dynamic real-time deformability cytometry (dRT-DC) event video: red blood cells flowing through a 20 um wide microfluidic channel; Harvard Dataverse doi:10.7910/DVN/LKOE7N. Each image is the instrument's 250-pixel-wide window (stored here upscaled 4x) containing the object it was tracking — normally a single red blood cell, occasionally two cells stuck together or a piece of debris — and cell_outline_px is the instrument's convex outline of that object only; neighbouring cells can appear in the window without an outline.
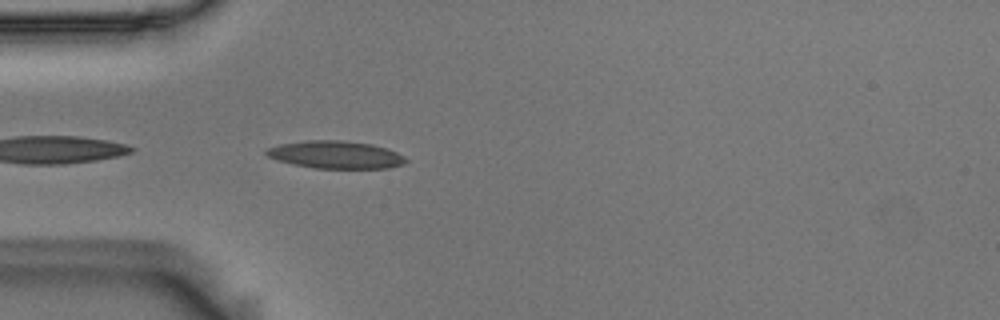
{"species": "Egyptian fruit bat (a non-hibernating species)", "species_latin": "Rousettus aegyptiacus", "temperature_condition": "room temperature", "stored_images_in_passage": 11, "camera_frame_rate_fps": 3000, "um_per_image_px": 0.085, "animal": {"sex": "male"}, "frame": {"image": 1, "passage_image": 2, "time_ms": 0.333, "image_size_px": [1000, 320], "cell_outline_px": [[408, 160], [404, 164], [388, 168], [316, 168], [292, 164], [268, 156], [264, 152], [268, 148], [280, 144], [304, 140], [344, 140], [372, 144], [388, 148], [404, 156]], "centroid_in_image_um": [28.56, 13.14], "position_along_channel_um": 56.4, "area_um2": 22.43}}